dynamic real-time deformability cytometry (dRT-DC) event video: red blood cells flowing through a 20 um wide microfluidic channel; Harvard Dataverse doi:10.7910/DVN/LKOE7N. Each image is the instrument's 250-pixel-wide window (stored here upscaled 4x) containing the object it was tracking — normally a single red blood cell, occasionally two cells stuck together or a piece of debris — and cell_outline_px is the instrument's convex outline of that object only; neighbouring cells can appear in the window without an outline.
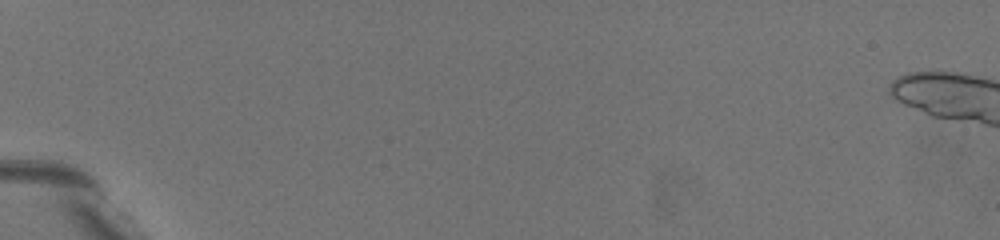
{"species": "common noctule bat (a hibernating species)", "species_latin": "Nyctalus noctula", "temperature_condition": "warm", "stored_images_in_passage": 5, "camera_frame_rate_fps": 3000, "um_per_image_px": 0.085, "animal": {"sex": "female", "body_mass_g": 19.5, "forearm_length_mm": 54.1}, "frame": {"image": 1, "passage_image": 2, "time_ms": 0.333, "image_size_px": [1000, 240], "cell_outline_px": [[184, 208], [172, 208], [116, 164], [108, 144], [120, 140], [128, 144], [152, 168], [180, 200]], "centroid_in_image_um": [12.15, 14.69], "position_along_channel_um": 72.9, "area_um2": 11.5}}